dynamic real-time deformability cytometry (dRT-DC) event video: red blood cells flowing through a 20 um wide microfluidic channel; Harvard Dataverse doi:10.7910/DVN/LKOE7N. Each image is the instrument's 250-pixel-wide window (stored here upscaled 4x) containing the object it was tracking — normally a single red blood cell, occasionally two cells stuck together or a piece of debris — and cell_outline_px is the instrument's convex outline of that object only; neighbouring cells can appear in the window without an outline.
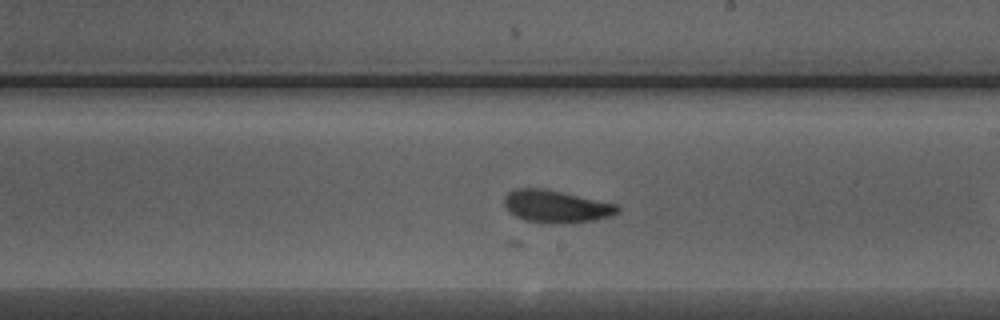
{"species": "Egyptian fruit bat (a non-hibernating species)", "species_latin": "Rousettus aegyptiacus", "temperature_condition": "warm", "stored_images_in_passage": 23, "camera_frame_rate_fps": 3000, "um_per_image_px": 0.085, "animal": {"sex": "male"}, "frame": {"image": 1, "passage_image": 22, "time_ms": 7.0, "image_size_px": [1000, 320], "cell_outline_px": [[620, 212], [612, 216], [592, 220], [568, 224], [524, 220], [508, 212], [504, 204], [504, 196], [508, 192], [516, 188], [544, 188], [616, 204], [620, 208]], "centroid_in_image_um": [47.26, 17.54], "position_along_channel_um": 241.7, "area_um2": 21.39}}